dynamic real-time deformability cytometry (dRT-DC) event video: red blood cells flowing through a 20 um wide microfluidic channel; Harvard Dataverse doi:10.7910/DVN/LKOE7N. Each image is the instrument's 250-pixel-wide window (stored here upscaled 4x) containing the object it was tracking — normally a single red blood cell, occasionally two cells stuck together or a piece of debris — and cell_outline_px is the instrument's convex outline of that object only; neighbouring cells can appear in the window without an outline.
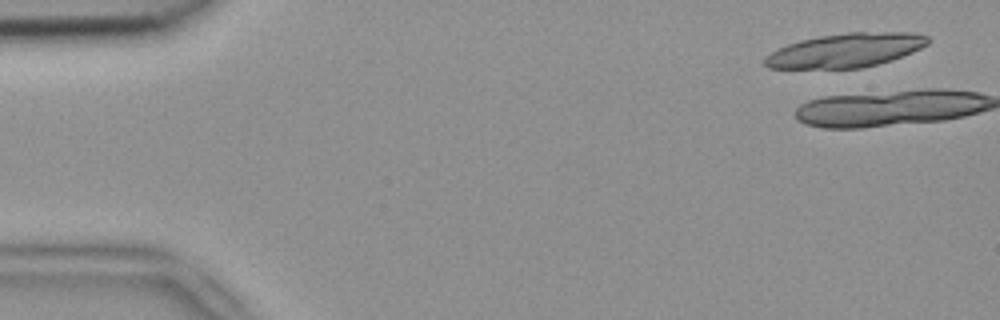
{"species": "common noctule bat (a hibernating species)", "species_latin": "Nyctalus noctula", "temperature_condition": "room temperature", "stored_images_in_passage": 4, "camera_frame_rate_fps": 3000, "um_per_image_px": 0.085, "animal": {"sex": "female", "body_mass_g": 18.4}, "frame": {"image": 1, "passage_image": 1, "time_ms": 0.0, "image_size_px": [1000, 320], "cell_outline_px": [[928, 44], [912, 52], [892, 60], [860, 68], [768, 68], [764, 64], [764, 56], [776, 48], [800, 40], [820, 36], [848, 32], [912, 32], [928, 36]], "centroid_in_image_um": [71.85, 4.27], "position_along_channel_um": 13.1, "area_um2": 32.31}}